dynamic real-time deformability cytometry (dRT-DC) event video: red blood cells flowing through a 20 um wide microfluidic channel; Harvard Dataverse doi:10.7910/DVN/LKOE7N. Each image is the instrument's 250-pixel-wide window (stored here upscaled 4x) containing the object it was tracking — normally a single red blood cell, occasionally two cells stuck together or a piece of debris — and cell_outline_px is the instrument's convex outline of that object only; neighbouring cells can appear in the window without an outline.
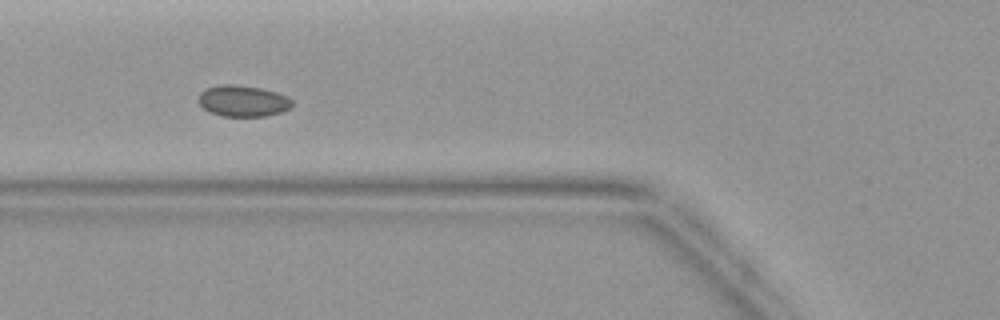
{"species": "common noctule bat (a hibernating species)", "species_latin": "Nyctalus noctula", "temperature_condition": "warm", "stored_images_in_passage": 5, "camera_frame_rate_fps": 3000, "um_per_image_px": 0.085, "animal": {"sex": "female", "body_mass_g": 19.9}, "frame": {"image": 1, "passage_image": 5, "time_ms": 5.667, "image_size_px": [1000, 320], "cell_outline_px": [[292, 104], [288, 108], [280, 112], [264, 116], [220, 116], [208, 112], [196, 100], [200, 92], [204, 88], [220, 84], [236, 84], [260, 88], [276, 92], [288, 96], [292, 100]], "centroid_in_image_um": [20.58, 8.57], "position_along_channel_um": 105.2, "area_um2": 17.22}}